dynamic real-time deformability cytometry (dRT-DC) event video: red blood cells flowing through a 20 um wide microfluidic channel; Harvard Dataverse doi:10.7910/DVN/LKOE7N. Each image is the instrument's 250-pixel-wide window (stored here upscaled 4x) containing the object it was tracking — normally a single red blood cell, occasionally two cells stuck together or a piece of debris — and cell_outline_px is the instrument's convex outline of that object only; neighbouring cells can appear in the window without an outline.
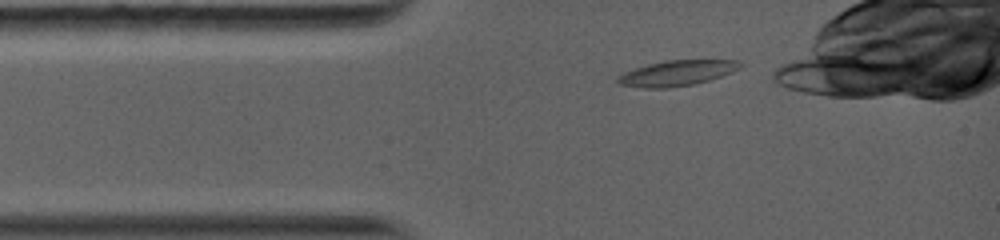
{"species": "common noctule bat (a hibernating species)", "species_latin": "Nyctalus noctula", "temperature_condition": "warm", "stored_images_in_passage": 7, "camera_frame_rate_fps": 5000, "um_per_image_px": 0.085, "animal": {"sex": "female", "body_mass_g": 19.0, "forearm_length_mm": 56.7}, "frame": {"image": 1, "passage_image": 1, "time_ms": 0.0, "image_size_px": [1000, 240], "cell_outline_px": [[744, 64], [740, 68], [732, 72], [696, 84], [668, 88], [644, 88], [620, 84], [616, 80], [616, 76], [624, 72], [648, 64], [664, 60], [740, 60]], "centroid_in_image_um": [57.55, 6.21], "position_along_channel_um": 27.5, "area_um2": 18.21}}
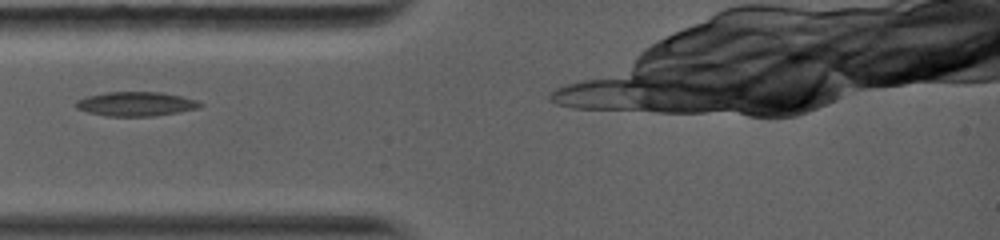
{"frame": {"image": 2, "passage_image": 3, "time_ms": 1.6, "image_size_px": [1000, 240], "cell_outline_px": [[204, 104], [200, 108], [180, 112], [156, 116], [108, 116], [88, 112], [76, 108], [76, 100], [88, 96], [108, 92], [160, 92], [180, 96], [196, 100]], "centroid_in_image_um": [11.59, 8.84], "position_along_channel_um": 73.4, "area_um2": 17.51}}
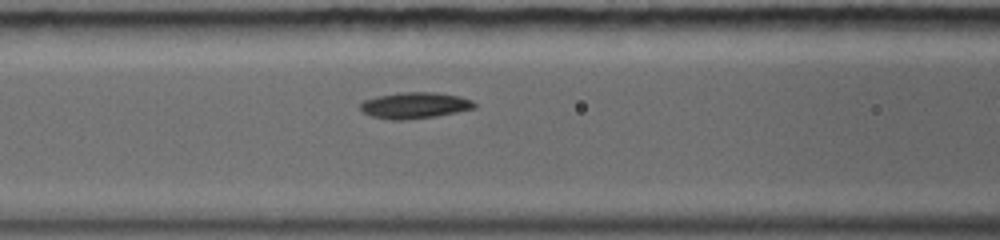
{"frame": {"image": 3, "passage_image": 5, "time_ms": 3.0, "image_size_px": [1000, 240], "cell_outline_px": [[476, 108], [436, 116], [408, 120], [392, 120], [372, 116], [364, 112], [360, 108], [360, 104], [364, 100], [376, 96], [400, 92], [436, 92], [460, 96], [472, 100], [476, 104]], "centroid_in_image_um": [35.27, 8.95], "position_along_channel_um": 131.3, "area_um2": 17.51}}